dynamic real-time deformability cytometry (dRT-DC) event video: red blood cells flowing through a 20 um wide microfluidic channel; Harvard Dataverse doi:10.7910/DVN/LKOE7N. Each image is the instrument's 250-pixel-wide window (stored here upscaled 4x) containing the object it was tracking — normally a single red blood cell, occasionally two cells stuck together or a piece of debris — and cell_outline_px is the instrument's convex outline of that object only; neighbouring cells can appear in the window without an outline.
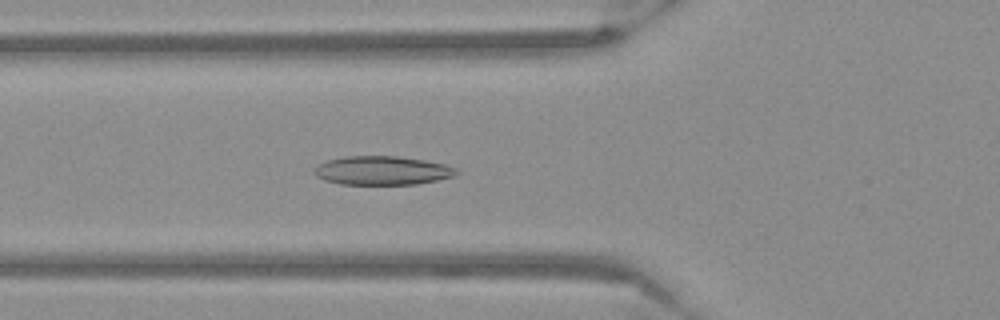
{"species": "Egyptian fruit bat (a non-hibernating species)", "species_latin": "Rousettus aegyptiacus", "temperature_condition": "warm", "stored_images_in_passage": 48, "camera_frame_rate_fps": 3000, "um_per_image_px": 0.085, "frame": {"image": 1, "passage_image": 13, "time_ms": 4.0, "image_size_px": [1000, 320], "cell_outline_px": [[460, 172], [456, 176], [416, 184], [340, 184], [324, 180], [316, 176], [316, 168], [320, 164], [328, 160], [344, 156], [396, 156], [424, 160], [444, 164], [456, 168]], "centroid_in_image_um": [32.53, 14.49], "position_along_channel_um": 93.3, "area_um2": 23.7}}
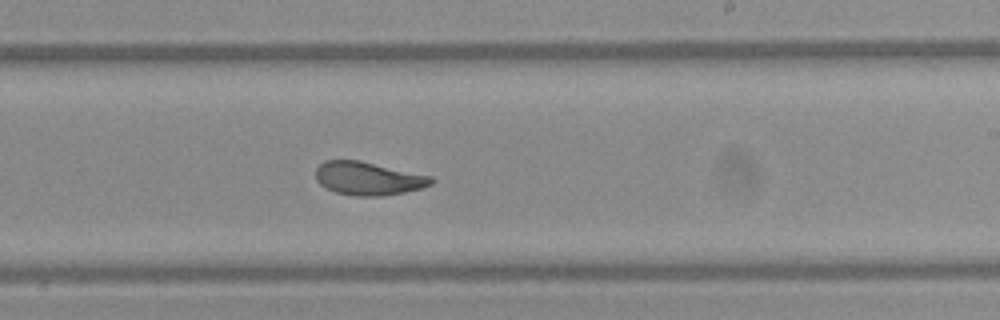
{"frame": {"image": 2, "passage_image": 26, "time_ms": 8.333, "image_size_px": [1000, 320], "cell_outline_px": [[436, 180], [432, 184], [420, 188], [404, 192], [384, 196], [356, 196], [336, 192], [320, 184], [316, 180], [316, 168], [324, 160], [360, 160], [432, 176]], "centroid_in_image_um": [31.31, 15.16], "position_along_channel_um": 257.7, "area_um2": 22.43}}
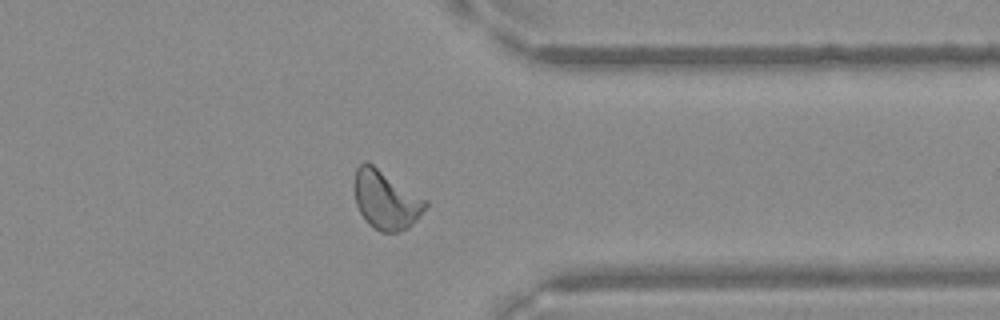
{"frame": {"image": 3, "passage_image": 36, "time_ms": 11.667, "image_size_px": [1000, 320], "cell_outline_px": [[428, 204], [420, 216], [408, 228], [400, 232], [380, 232], [372, 228], [368, 224], [360, 212], [356, 204], [352, 184], [356, 168], [364, 160], [368, 160], [428, 200]], "centroid_in_image_um": [32.77, 16.96], "position_along_channel_um": 378.6, "area_um2": 25.03}}